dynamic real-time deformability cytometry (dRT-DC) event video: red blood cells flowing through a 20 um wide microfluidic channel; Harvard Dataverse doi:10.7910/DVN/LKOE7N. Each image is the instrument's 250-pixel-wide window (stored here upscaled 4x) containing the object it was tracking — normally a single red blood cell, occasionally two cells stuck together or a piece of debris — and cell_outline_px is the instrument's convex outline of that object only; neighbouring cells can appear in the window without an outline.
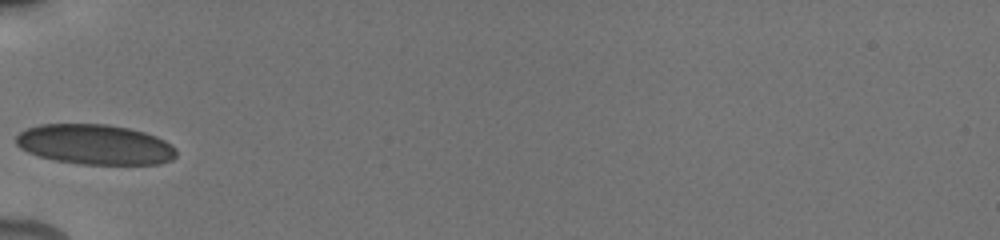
{"species": "human", "species_latin": "Homo sapiens", "temperature_condition": "cold", "stored_images_in_passage": 21, "camera_frame_rate_fps": 3000, "um_per_image_px": 0.085, "donor": {"sex": "male"}, "frame": {"image": 1, "passage_image": 1, "time_ms": 0.0, "image_size_px": [1000, 240], "cell_outline_px": [[176, 156], [172, 160], [160, 164], [80, 164], [56, 160], [40, 156], [28, 152], [20, 148], [16, 144], [16, 136], [20, 132], [28, 128], [40, 124], [108, 124], [128, 128], [144, 132], [156, 136], [164, 140], [176, 148]], "centroid_in_image_um": [8.09, 12.28], "position_along_channel_um": 76.9, "area_um2": 37.45}}
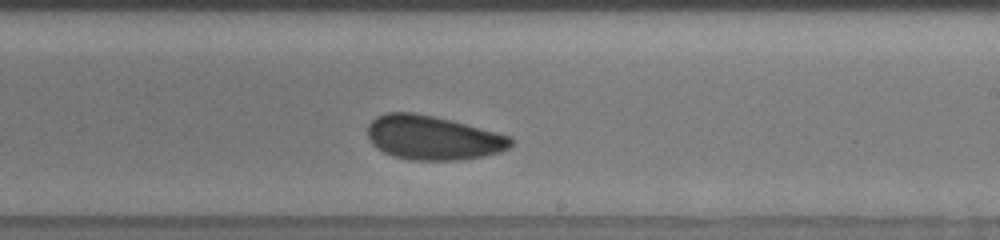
{"frame": {"image": 2, "passage_image": 11, "time_ms": 4.667, "image_size_px": [1000, 240], "cell_outline_px": [[512, 144], [508, 148], [500, 152], [484, 156], [456, 160], [412, 160], [392, 156], [376, 148], [368, 140], [368, 124], [376, 116], [384, 112], [412, 112], [432, 116], [512, 136]], "centroid_in_image_um": [36.75, 11.71], "position_along_channel_um": 252.2, "area_um2": 36.76}}
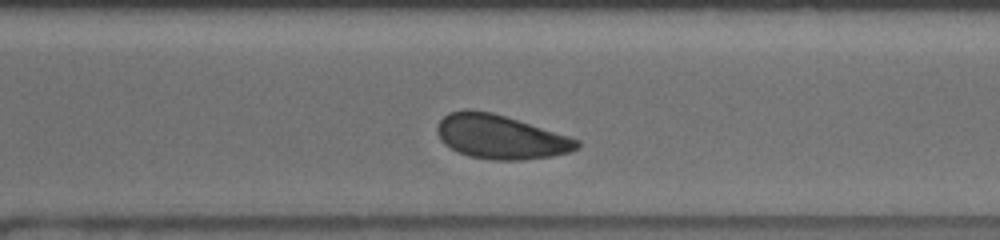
{"frame": {"image": 3, "passage_image": 15, "time_ms": 6.667, "image_size_px": [1000, 240], "cell_outline_px": [[580, 148], [568, 152], [552, 156], [520, 160], [492, 160], [468, 156], [444, 144], [440, 140], [436, 132], [436, 128], [440, 120], [448, 112], [464, 108], [468, 108], [492, 112], [568, 136], [580, 140]], "centroid_in_image_um": [42.5, 11.62], "position_along_channel_um": 328.1, "area_um2": 35.89}, "authors_computed_cell_mechanics": {"area_um2": 36.7608, "velocity_mm_per_s": 3.7771, "shape_relaxation_time_tau1_ms": 3.4385, "shape_relaxation_time_tau2_ms": 1.2052, "deformation_change_tau1": 0.0632, "deformation_change_tau2": 0.0581}}